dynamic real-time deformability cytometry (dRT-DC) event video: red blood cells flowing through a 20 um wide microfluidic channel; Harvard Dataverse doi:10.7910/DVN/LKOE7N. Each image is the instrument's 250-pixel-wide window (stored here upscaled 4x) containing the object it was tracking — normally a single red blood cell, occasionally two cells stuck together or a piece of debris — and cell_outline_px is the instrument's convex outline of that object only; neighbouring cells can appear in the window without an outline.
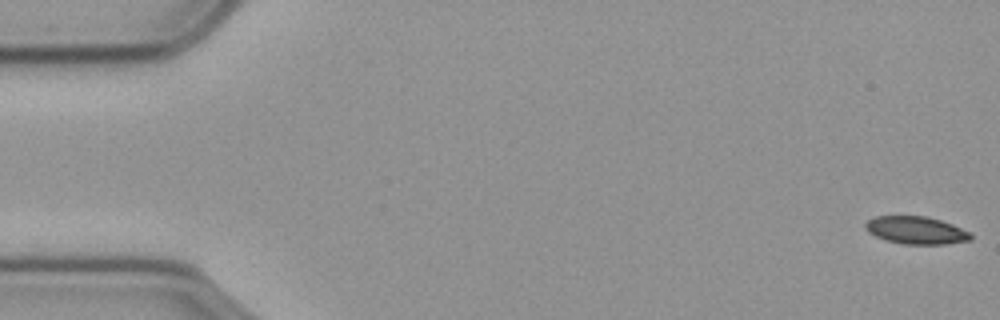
{"species": "common noctule bat (a hibernating species)", "species_latin": "Nyctalus noctula", "temperature_condition": "cold", "stored_images_in_passage": 57, "camera_frame_rate_fps": 3000, "um_per_image_px": 0.085, "animal": {"sex": "male", "body_mass_g": 23.1, "forearm_length_mm": 52.7}, "frame": {"image": 1, "passage_image": 1, "time_ms": 0.0, "image_size_px": [1000, 320], "cell_outline_px": [[972, 240], [944, 244], [904, 244], [888, 240], [876, 236], [868, 232], [864, 228], [864, 224], [868, 220], [876, 216], [928, 216], [952, 224], [968, 232], [972, 236]], "centroid_in_image_um": [77.85, 19.56], "position_along_channel_um": 7.1, "area_um2": 16.82}}
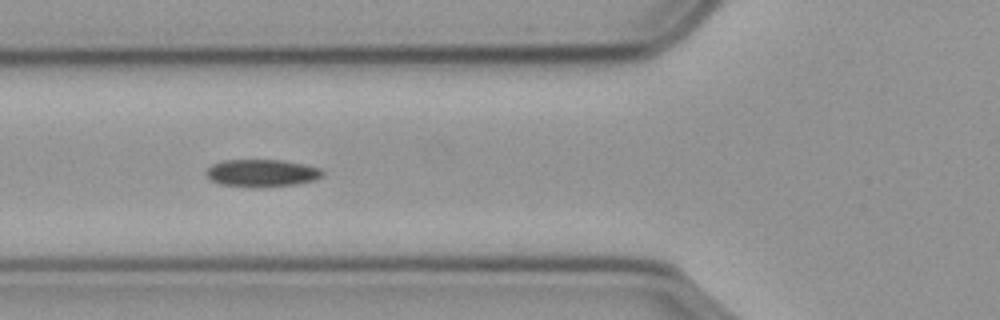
{"frame": {"image": 2, "passage_image": 21, "time_ms": 6.667, "image_size_px": [1000, 320], "cell_outline_px": [[324, 176], [316, 180], [296, 184], [260, 188], [256, 188], [220, 184], [212, 180], [204, 172], [212, 164], [224, 160], [280, 160], [304, 164], [320, 168], [324, 172]], "centroid_in_image_um": [22.28, 14.72], "position_along_channel_um": 103.5, "area_um2": 18.79}}
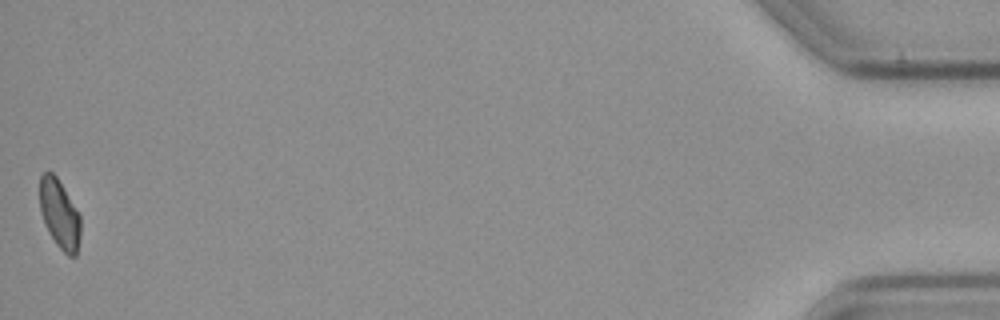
{"frame": {"image": 3, "passage_image": 57, "time_ms": 18.667, "image_size_px": [1000, 320], "cell_outline_px": [[80, 236], [76, 256], [68, 256], [56, 244], [48, 232], [44, 224], [40, 212], [40, 176], [44, 172], [52, 172], [56, 176], [80, 216]], "centroid_in_image_um": [5.04, 18.22], "position_along_channel_um": 430.2, "area_um2": 16.24}, "authors_computed_cell_mechanics": {"area_um2": 17.8602, "velocity_mm_per_s": 3.5961, "shape_relaxation_time_tau1_ms": 6.061, "shape_relaxation_time_tau2_ms": null, "deformation_change_tau1": 0.1241, "deformation_change_tau2": null}}